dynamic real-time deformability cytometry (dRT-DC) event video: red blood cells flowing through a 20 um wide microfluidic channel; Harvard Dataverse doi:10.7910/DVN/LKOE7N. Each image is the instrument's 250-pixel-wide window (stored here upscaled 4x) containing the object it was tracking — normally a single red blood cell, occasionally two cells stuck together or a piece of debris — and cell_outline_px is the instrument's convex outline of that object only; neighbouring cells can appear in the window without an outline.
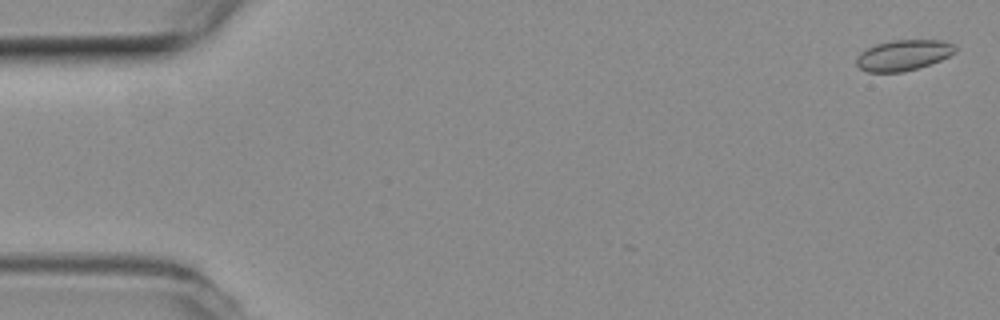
{"species": "common noctule bat (a hibernating species)", "species_latin": "Nyctalus noctula", "temperature_condition": "room temperature", "stored_images_in_passage": 7, "camera_frame_rate_fps": 3000, "um_per_image_px": 0.085, "animal": {"sex": "female", "body_mass_g": 19.3, "forearm_length_mm": 54.1}, "frame": {"image": 1, "passage_image": 2, "time_ms": 0.333, "image_size_px": [1000, 320], "cell_outline_px": [[956, 52], [940, 60], [916, 68], [900, 72], [868, 72], [860, 68], [856, 64], [856, 56], [860, 52], [876, 44], [892, 40], [940, 40], [952, 44], [956, 48]], "centroid_in_image_um": [76.75, 4.68], "position_along_channel_um": 8.3, "area_um2": 17.46}}